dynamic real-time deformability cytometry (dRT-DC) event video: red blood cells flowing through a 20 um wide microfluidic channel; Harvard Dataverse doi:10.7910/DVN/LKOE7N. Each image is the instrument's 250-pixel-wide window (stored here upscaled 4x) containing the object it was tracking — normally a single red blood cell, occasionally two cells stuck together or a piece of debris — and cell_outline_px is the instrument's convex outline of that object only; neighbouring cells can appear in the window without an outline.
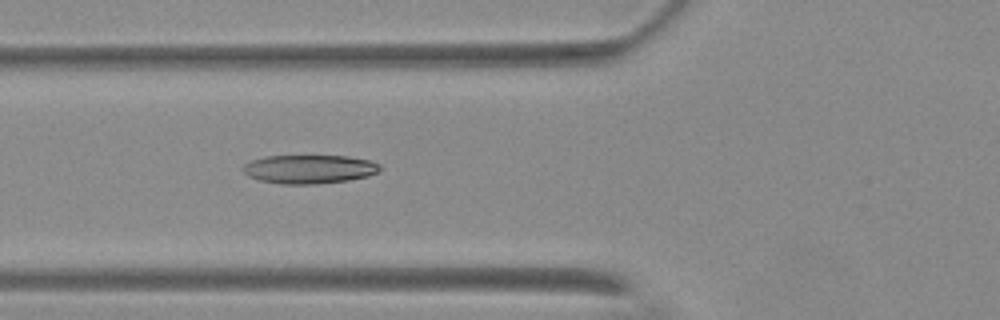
{"species": "Egyptian fruit bat (a non-hibernating species)", "species_latin": "Rousettus aegyptiacus", "temperature_condition": "warm", "stored_images_in_passage": 3, "camera_frame_rate_fps": 3000, "um_per_image_px": 0.085, "animal": {"sex": "female"}, "frame": {"image": 1, "passage_image": 3, "time_ms": 2.333, "image_size_px": [1000, 320], "cell_outline_px": [[380, 172], [368, 176], [348, 180], [316, 184], [280, 184], [260, 180], [248, 176], [244, 172], [244, 164], [252, 160], [264, 156], [348, 156], [368, 160], [380, 164]], "centroid_in_image_um": [26.3, 14.38], "position_along_channel_um": 99.5, "area_um2": 22.89}}